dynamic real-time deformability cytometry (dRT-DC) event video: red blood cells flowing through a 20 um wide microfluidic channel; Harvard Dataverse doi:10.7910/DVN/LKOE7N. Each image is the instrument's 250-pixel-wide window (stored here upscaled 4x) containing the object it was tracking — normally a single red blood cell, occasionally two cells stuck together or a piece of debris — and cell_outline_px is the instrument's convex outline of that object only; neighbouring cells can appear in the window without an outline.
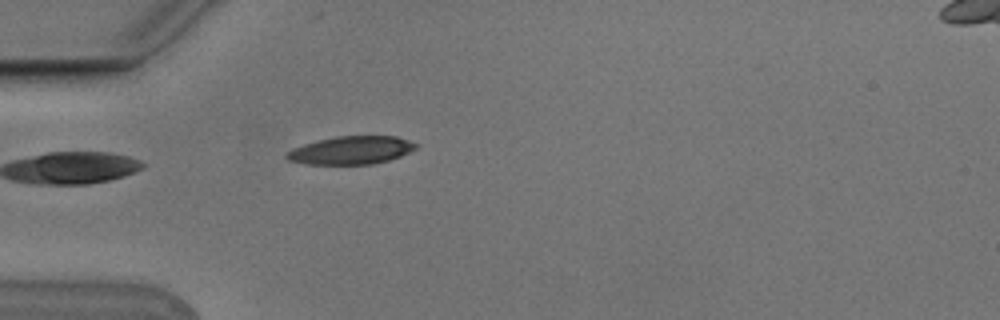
{"species": "Egyptian fruit bat (a non-hibernating species)", "species_latin": "Rousettus aegyptiacus", "temperature_condition": "cold", "stored_images_in_passage": 4, "camera_frame_rate_fps": 3000, "um_per_image_px": 0.085, "animal": {"sex": "male"}, "frame": {"image": 1, "passage_image": 4, "time_ms": 1.0, "image_size_px": [1000, 320], "cell_outline_px": [[420, 144], [416, 148], [400, 156], [388, 160], [372, 164], [304, 164], [288, 160], [284, 156], [292, 148], [304, 144], [336, 136], [396, 136]], "centroid_in_image_um": [29.85, 12.77], "position_along_channel_um": 55.2, "area_um2": 21.04}}